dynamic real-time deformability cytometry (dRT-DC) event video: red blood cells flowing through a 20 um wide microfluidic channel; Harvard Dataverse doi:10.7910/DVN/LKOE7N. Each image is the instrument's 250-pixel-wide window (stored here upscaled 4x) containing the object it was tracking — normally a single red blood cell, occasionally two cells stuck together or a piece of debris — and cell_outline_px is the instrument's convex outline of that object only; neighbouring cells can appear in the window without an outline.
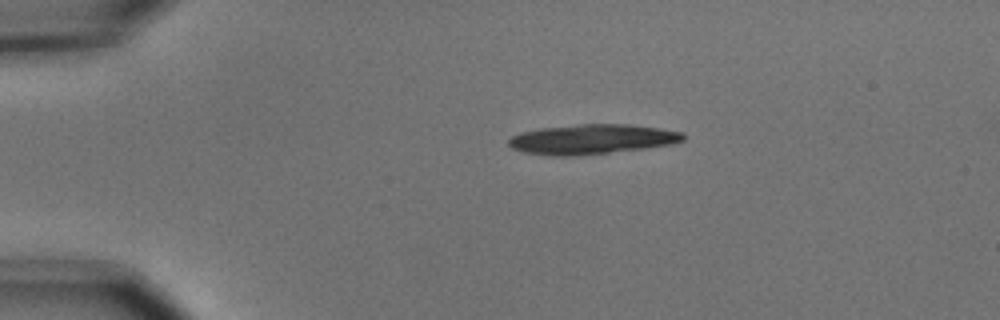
{"species": "common noctule bat (a hibernating species)", "species_latin": "Nyctalus noctula", "temperature_condition": "cold", "stored_images_in_passage": 5, "camera_frame_rate_fps": 3000, "um_per_image_px": 0.085, "animal": {"sex": "male", "body_mass_g": 15.6}, "frame": {"image": 1, "passage_image": 1, "time_ms": 0.0, "image_size_px": [1000, 320], "cell_outline_px": [[684, 140], [672, 144], [644, 148], [572, 156], [552, 156], [524, 152], [512, 148], [508, 144], [508, 140], [512, 136], [520, 132], [540, 128], [580, 124], [628, 124], [684, 132]], "centroid_in_image_um": [50.28, 11.83], "position_along_channel_um": 34.7, "area_um2": 30.11}}
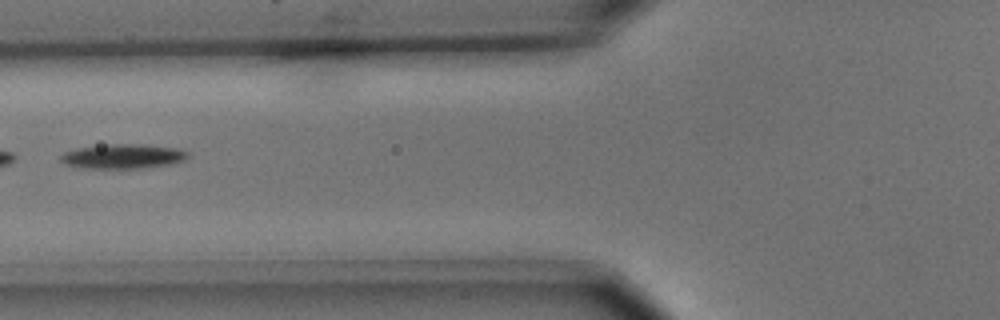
{"frame": {"image": 2, "passage_image": 4, "time_ms": 1.0, "image_size_px": [1000, 320], "cell_outline_px": [[192, 156], [184, 160], [172, 164], [144, 168], [84, 168], [68, 164], [60, 160], [60, 156], [64, 152], [76, 148], [108, 144], [136, 144], [180, 148], [188, 152]], "centroid_in_image_um": [10.51, 13.28], "position_along_channel_um": 115.3, "area_um2": 18.26}}
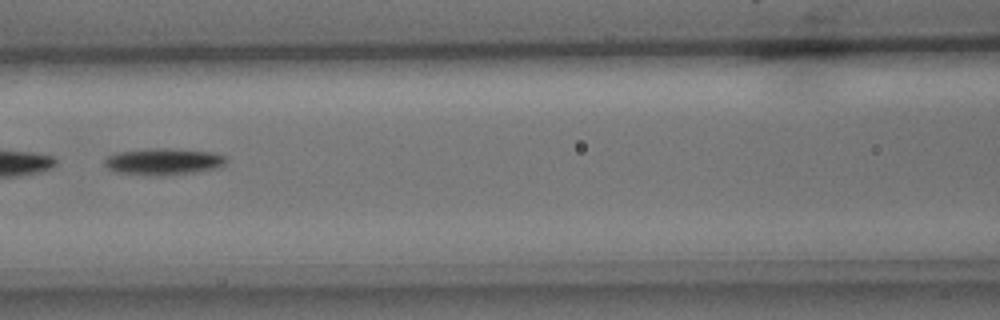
{"frame": {"image": 3, "passage_image": 5, "time_ms": 1.333, "image_size_px": [1000, 320], "cell_outline_px": [[228, 160], [224, 164], [212, 168], [196, 172], [160, 176], [156, 176], [116, 172], [108, 168], [104, 164], [104, 160], [108, 156], [120, 152], [148, 148], [172, 148], [216, 152], [228, 156]], "centroid_in_image_um": [13.93, 13.72], "position_along_channel_um": 152.7, "area_um2": 19.02}}